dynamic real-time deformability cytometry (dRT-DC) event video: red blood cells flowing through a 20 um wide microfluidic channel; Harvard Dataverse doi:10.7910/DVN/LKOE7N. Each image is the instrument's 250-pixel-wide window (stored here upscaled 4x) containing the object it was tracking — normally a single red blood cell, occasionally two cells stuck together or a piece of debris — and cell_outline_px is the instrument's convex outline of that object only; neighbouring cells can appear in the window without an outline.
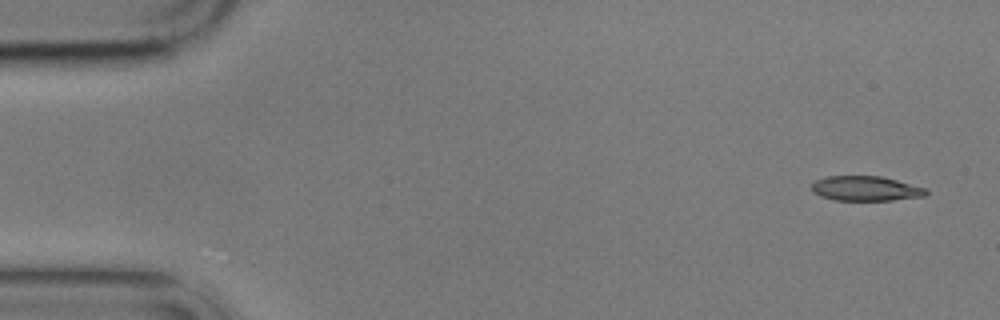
{"species": "common noctule bat (a hibernating species)", "species_latin": "Nyctalus noctula", "temperature_condition": "cold", "stored_images_in_passage": 6, "camera_frame_rate_fps": 3000, "um_per_image_px": 0.085, "animal": {"sex": "male", "body_mass_g": 17.9}, "frame": {"image": 1, "passage_image": 1, "time_ms": 0.0, "image_size_px": [1000, 320], "cell_outline_px": [[928, 192], [924, 196], [892, 200], [836, 200], [820, 196], [812, 192], [812, 184], [816, 180], [828, 176], [880, 176], [896, 180], [924, 188]], "centroid_in_image_um": [73.54, 16.02], "position_along_channel_um": 11.5, "area_um2": 16.3}}
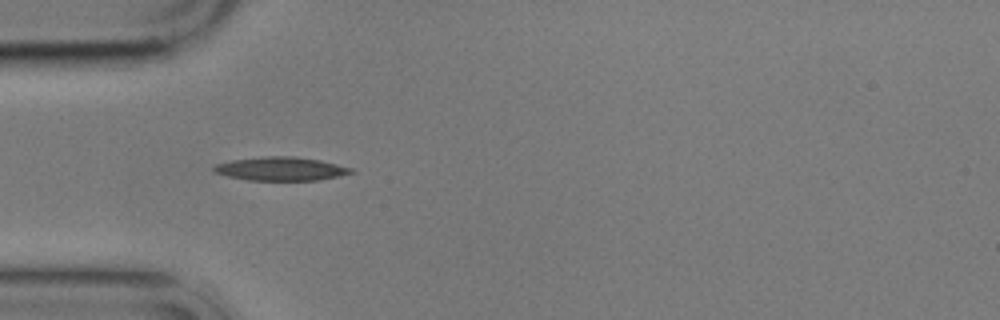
{"frame": {"image": 2, "passage_image": 5, "time_ms": 4.667, "image_size_px": [1000, 320], "cell_outline_px": [[356, 172], [340, 176], [320, 180], [248, 180], [228, 176], [216, 172], [212, 168], [216, 164], [232, 160], [264, 156], [296, 156], [320, 160], [356, 168]], "centroid_in_image_um": [23.97, 14.34], "position_along_channel_um": 61.0, "area_um2": 19.02}}
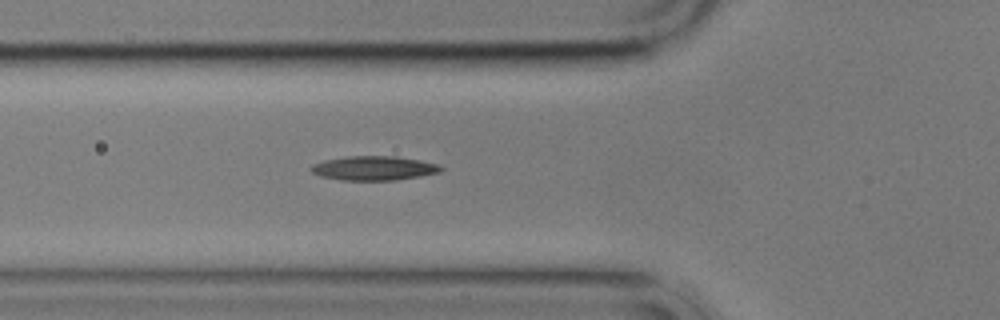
{"frame": {"image": 3, "passage_image": 6, "time_ms": 5.667, "image_size_px": [1000, 320], "cell_outline_px": [[444, 168], [440, 172], [420, 176], [396, 180], [340, 180], [320, 176], [312, 172], [308, 168], [312, 164], [324, 160], [348, 156], [396, 156], [420, 160], [440, 164]], "centroid_in_image_um": [31.78, 14.29], "position_along_channel_um": 94.0, "area_um2": 18.5}}